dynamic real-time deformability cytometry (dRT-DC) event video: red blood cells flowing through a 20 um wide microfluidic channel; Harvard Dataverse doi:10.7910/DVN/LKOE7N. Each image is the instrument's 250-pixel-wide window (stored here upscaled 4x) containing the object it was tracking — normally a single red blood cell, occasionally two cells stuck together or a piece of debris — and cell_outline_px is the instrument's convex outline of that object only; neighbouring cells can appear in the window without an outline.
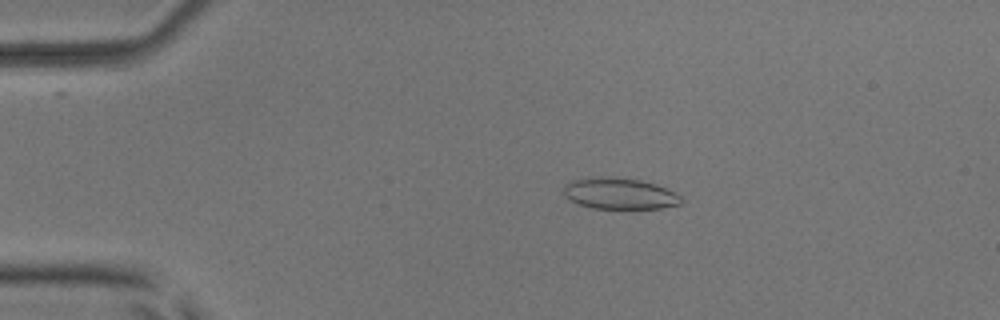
{"species": "common noctule bat (a hibernating species)", "species_latin": "Nyctalus noctula", "temperature_condition": "room temperature", "stored_images_in_passage": 53, "camera_frame_rate_fps": 3000, "um_per_image_px": 0.085, "animal": {"sex": "male", "body_mass_g": 17.9, "forearm_length_mm": 54.2}, "frame": {"image": 1, "passage_image": 11, "time_ms": 3.333, "image_size_px": [1000, 320], "cell_outline_px": [[684, 200], [680, 204], [660, 208], [592, 208], [580, 204], [564, 196], [564, 184], [572, 180], [588, 176], [640, 180], [656, 184], [680, 196]], "centroid_in_image_um": [52.63, 16.45], "position_along_channel_um": 32.4, "area_um2": 21.1}}
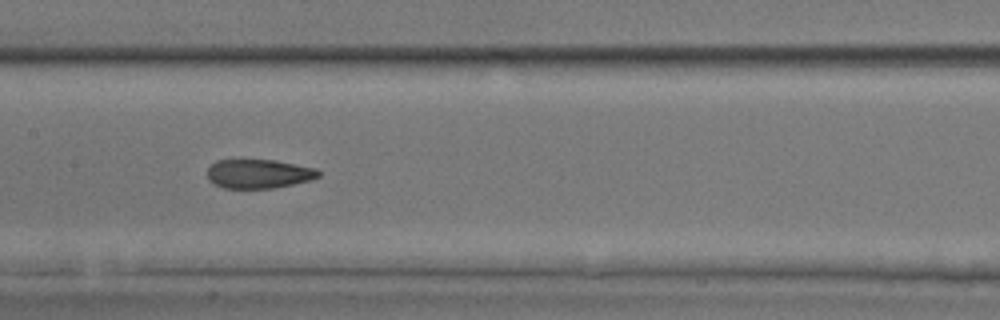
{"frame": {"image": 2, "passage_image": 27, "time_ms": 8.667, "image_size_px": [1000, 320], "cell_outline_px": [[320, 176], [312, 180], [272, 188], [224, 188], [212, 184], [208, 180], [208, 168], [216, 160], [276, 160], [316, 168], [320, 172]], "centroid_in_image_um": [21.99, 14.77], "position_along_channel_um": 185.4, "area_um2": 18.9}}
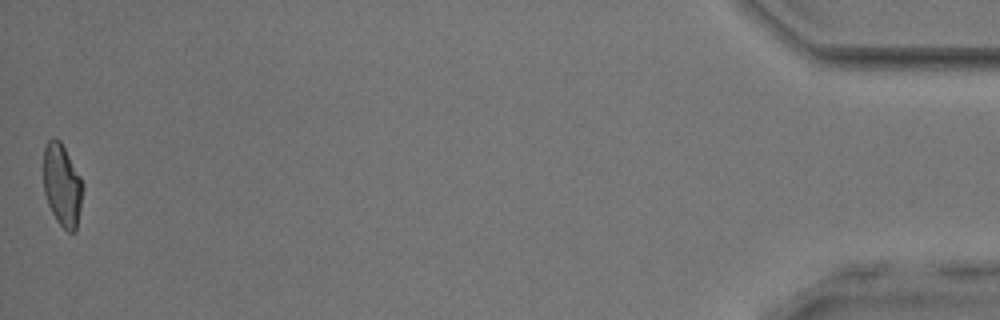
{"frame": {"image": 3, "passage_image": 53, "time_ms": 17.333, "image_size_px": [1000, 320], "cell_outline_px": [[84, 188], [76, 232], [68, 232], [56, 220], [48, 204], [44, 192], [44, 148], [48, 140], [52, 136], [56, 136], [60, 140], [80, 176], [84, 184]], "centroid_in_image_um": [5.29, 15.73], "position_along_channel_um": 429.9, "area_um2": 19.02}, "authors_computed_cell_mechanics": {"area_um2": 20.1722, "velocity_mm_per_s": 3.9099, "shape_relaxation_time_tau1_ms": 9.5558, "shape_relaxation_time_tau2_ms": 1.7818, "deformation_change_tau1": 0.2197, "deformation_change_tau2": 0.0889}}